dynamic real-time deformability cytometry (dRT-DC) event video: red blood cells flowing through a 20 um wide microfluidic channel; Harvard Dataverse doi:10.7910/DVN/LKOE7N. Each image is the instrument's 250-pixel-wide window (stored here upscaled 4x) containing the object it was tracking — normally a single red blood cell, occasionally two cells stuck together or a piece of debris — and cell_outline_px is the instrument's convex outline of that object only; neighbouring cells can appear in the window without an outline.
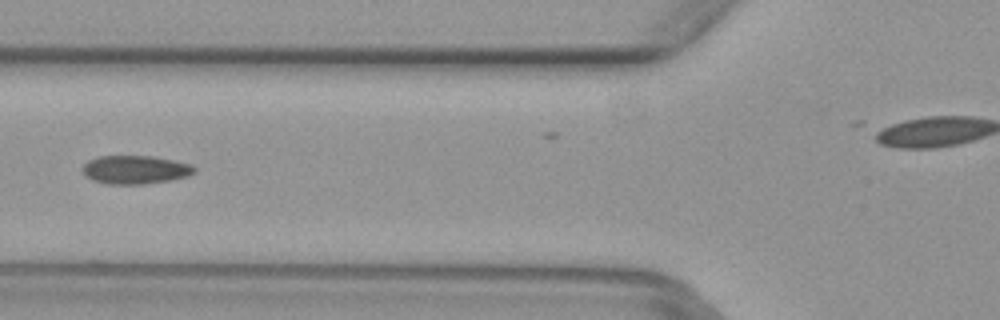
{"species": "common noctule bat (a hibernating species)", "species_latin": "Nyctalus noctula", "temperature_condition": "warm", "stored_images_in_passage": 8, "camera_frame_rate_fps": 3000, "um_per_image_px": 0.085, "animal": {"sex": "female", "body_mass_g": 29.2, "forearm_length_mm": 56.3}, "frame": {"image": 1, "passage_image": 6, "time_ms": 1.667, "image_size_px": [1000, 320], "cell_outline_px": [[196, 172], [188, 176], [172, 180], [144, 184], [108, 184], [92, 180], [84, 176], [80, 168], [88, 160], [100, 156], [152, 156], [192, 164], [196, 168]], "centroid_in_image_um": [11.48, 14.43], "position_along_channel_um": 114.3, "area_um2": 18.79}}
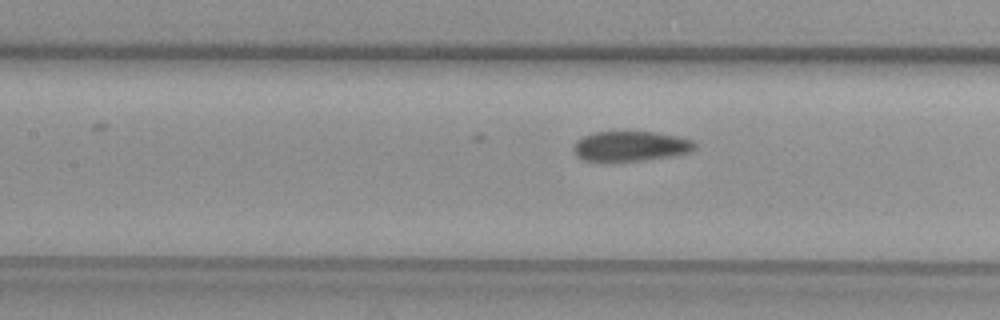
{"frame": {"image": 2, "passage_image": 8, "time_ms": 2.333, "image_size_px": [1000, 320], "cell_outline_px": [[696, 148], [692, 152], [668, 156], [640, 160], [584, 160], [576, 156], [572, 148], [576, 140], [592, 132], [656, 132], [676, 136], [692, 140], [696, 144]], "centroid_in_image_um": [53.59, 12.41], "position_along_channel_um": 153.8, "area_um2": 20.92}}